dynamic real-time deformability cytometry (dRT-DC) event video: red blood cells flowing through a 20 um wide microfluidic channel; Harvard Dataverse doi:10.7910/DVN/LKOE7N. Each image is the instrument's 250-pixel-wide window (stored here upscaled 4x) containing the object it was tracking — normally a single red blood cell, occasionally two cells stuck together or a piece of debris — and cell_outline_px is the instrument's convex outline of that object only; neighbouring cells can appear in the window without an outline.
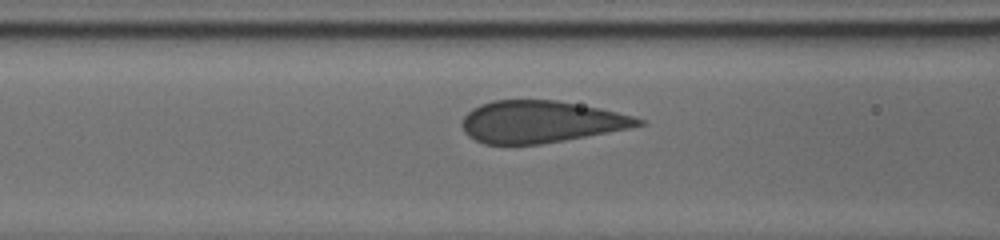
{"species": "human", "species_latin": "Homo sapiens", "temperature_condition": "cold", "stored_images_in_passage": 24, "camera_frame_rate_fps": 3000, "um_per_image_px": 0.085, "donor": {"sex": "male"}, "frame": {"image": 1, "passage_image": 5, "time_ms": 0.667, "image_size_px": [1000, 240], "cell_outline_px": [[648, 124], [628, 128], [564, 140], [540, 144], [484, 144], [468, 136], [464, 132], [460, 124], [464, 116], [472, 108], [480, 104], [492, 100], [556, 100], [600, 108], [632, 116], [644, 120]], "centroid_in_image_um": [45.92, 10.34], "position_along_channel_um": 120.7, "area_um2": 42.95}}
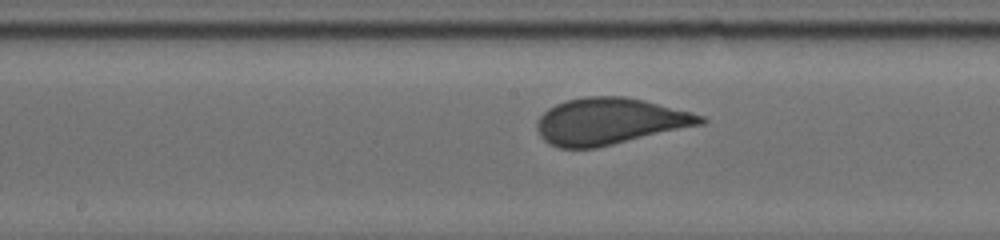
{"frame": {"image": 2, "passage_image": 14, "time_ms": 2.667, "image_size_px": [1000, 240], "cell_outline_px": [[708, 120], [704, 124], [596, 148], [560, 148], [548, 144], [540, 136], [536, 124], [540, 116], [548, 108], [556, 104], [568, 100], [584, 96], [624, 96], [644, 100], [704, 116]], "centroid_in_image_um": [51.81, 10.31], "position_along_channel_um": 196.4, "area_um2": 44.27}}
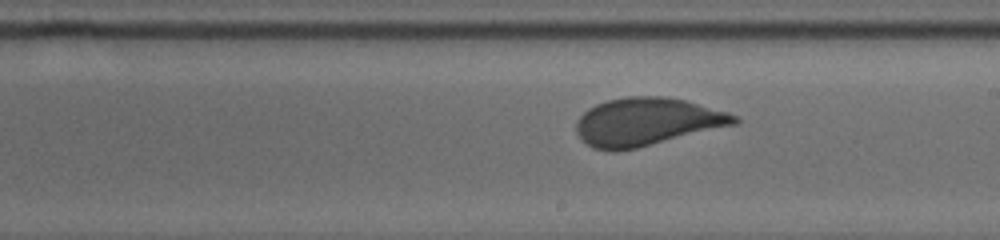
{"frame": {"image": 3, "passage_image": 19, "time_ms": 3.667, "image_size_px": [1000, 240], "cell_outline_px": [[740, 120], [736, 124], [636, 148], [616, 152], [592, 148], [576, 132], [576, 120], [588, 108], [596, 104], [608, 100], [628, 96], [664, 96], [684, 100], [728, 112], [736, 116]], "centroid_in_image_um": [54.95, 10.35], "position_along_channel_um": 234.0, "area_um2": 43.81}}